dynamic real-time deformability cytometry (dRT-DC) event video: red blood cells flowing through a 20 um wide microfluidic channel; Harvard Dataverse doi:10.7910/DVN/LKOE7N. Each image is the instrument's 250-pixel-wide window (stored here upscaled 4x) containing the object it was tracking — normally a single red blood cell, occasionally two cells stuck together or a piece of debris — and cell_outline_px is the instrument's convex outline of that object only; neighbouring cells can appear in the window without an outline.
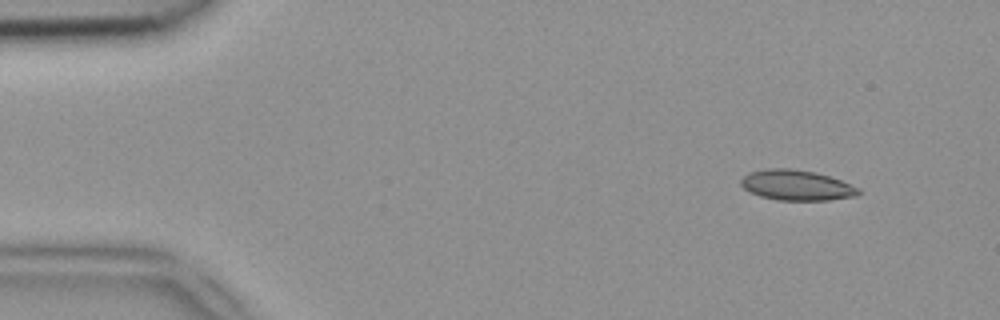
{"species": "common noctule bat (a hibernating species)", "species_latin": "Nyctalus noctula", "temperature_condition": "room temperature", "stored_images_in_passage": 49, "camera_frame_rate_fps": 3000, "um_per_image_px": 0.085, "animal": {"sex": "female", "body_mass_g": 18.4}, "frame": {"image": 1, "passage_image": 4, "time_ms": 1.0, "image_size_px": [1000, 320], "cell_outline_px": [[860, 192], [856, 196], [828, 200], [776, 200], [760, 196], [744, 188], [740, 184], [740, 180], [748, 172], [764, 168], [792, 168], [816, 172], [840, 180], [860, 188]], "centroid_in_image_um": [67.69, 15.73], "position_along_channel_um": 17.3, "area_um2": 20.87}}
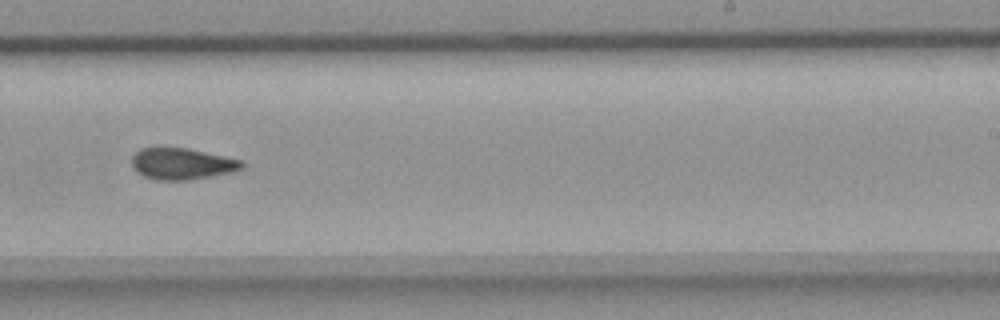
{"frame": {"image": 2, "passage_image": 30, "time_ms": 9.667, "image_size_px": [1000, 320], "cell_outline_px": [[244, 168], [232, 172], [212, 176], [188, 180], [156, 180], [144, 176], [136, 172], [132, 164], [132, 156], [140, 148], [188, 148], [244, 160]], "centroid_in_image_um": [15.5, 13.92], "position_along_channel_um": 273.5, "area_um2": 20.29}}
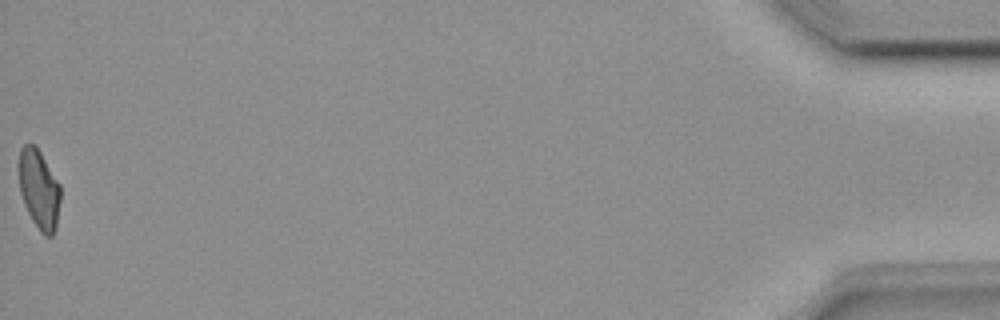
{"frame": {"image": 3, "passage_image": 49, "time_ms": 16.0, "image_size_px": [1000, 320], "cell_outline_px": [[60, 200], [56, 228], [52, 236], [44, 236], [40, 232], [32, 220], [24, 204], [20, 192], [20, 148], [24, 144], [32, 144], [40, 152], [60, 184]], "centroid_in_image_um": [3.34, 16.13], "position_along_channel_um": 431.9, "area_um2": 18.96}}